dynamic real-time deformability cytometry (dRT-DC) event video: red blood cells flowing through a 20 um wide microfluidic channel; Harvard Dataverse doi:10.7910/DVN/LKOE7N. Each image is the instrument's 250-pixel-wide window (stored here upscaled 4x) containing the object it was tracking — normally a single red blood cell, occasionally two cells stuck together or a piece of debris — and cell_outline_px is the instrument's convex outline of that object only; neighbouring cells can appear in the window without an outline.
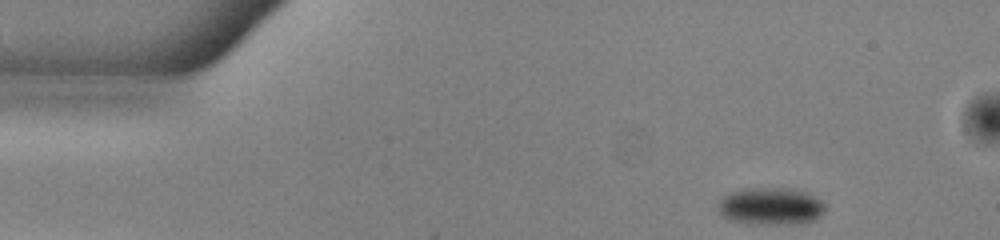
{"species": "common noctule bat (a hibernating species)", "species_latin": "Nyctalus noctula", "temperature_condition": "warm", "stored_images_in_passage": 47, "camera_frame_rate_fps": 3000, "um_per_image_px": 0.085, "animal": {"sex": "male", "body_mass_g": 13.0, "forearm_length_mm": 53.1}, "frame": {"image": 1, "passage_image": 1, "time_ms": 0.0, "image_size_px": [1000, 240], "cell_outline_px": [[824, 212], [816, 220], [808, 224], [744, 224], [728, 220], [720, 216], [716, 208], [716, 204], [728, 192], [744, 188], [780, 188], [808, 192], [820, 200], [824, 204]], "centroid_in_image_um": [65.46, 17.56], "position_along_channel_um": 19.5, "area_um2": 23.99}}
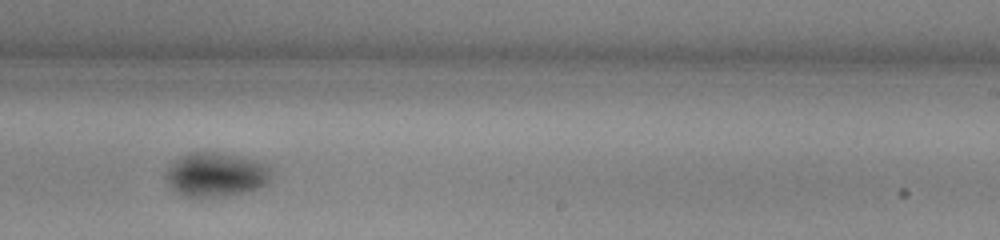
{"frame": {"image": 2, "passage_image": 27, "time_ms": 8.667, "image_size_px": [1000, 240], "cell_outline_px": [[272, 180], [268, 184], [260, 188], [248, 192], [200, 200], [180, 196], [172, 188], [168, 180], [168, 172], [176, 160], [180, 156], [188, 152], [212, 152], [236, 156], [256, 160], [268, 164], [272, 172]], "centroid_in_image_um": [18.42, 14.9], "position_along_channel_um": 270.6, "area_um2": 27.63}}
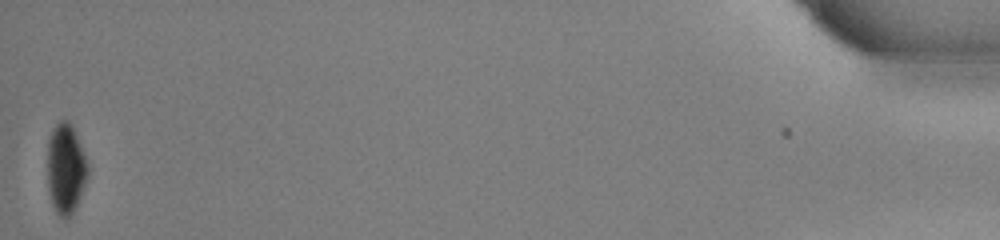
{"frame": {"image": 3, "passage_image": 47, "time_ms": 15.333, "image_size_px": [1000, 240], "cell_outline_px": [[88, 176], [84, 188], [76, 208], [68, 220], [64, 220], [56, 212], [52, 204], [48, 188], [48, 140], [52, 128], [60, 120], [68, 120], [72, 124], [88, 164]], "centroid_in_image_um": [5.59, 14.36], "position_along_channel_um": 429.6, "area_um2": 21.44}, "authors_computed_cell_mechanics": {"area_um2": 25.9522, "velocity_mm_per_s": 3.9067, "shape_relaxation_time_tau1_ms": 3.3687, "shape_relaxation_time_tau2_ms": null, "deformation_change_tau1": 0.0901, "deformation_change_tau2": null}}